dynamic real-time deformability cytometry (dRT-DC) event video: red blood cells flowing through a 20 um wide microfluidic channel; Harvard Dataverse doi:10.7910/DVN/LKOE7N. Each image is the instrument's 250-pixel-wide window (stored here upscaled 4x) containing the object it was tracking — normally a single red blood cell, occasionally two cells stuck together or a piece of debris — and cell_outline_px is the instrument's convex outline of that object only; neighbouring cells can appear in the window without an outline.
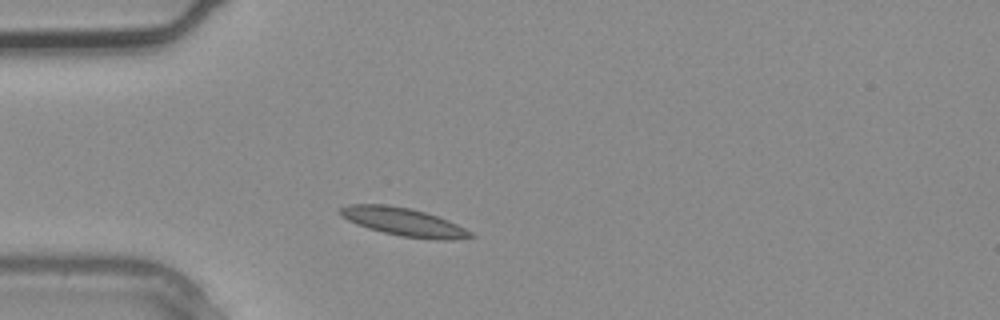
{"species": "common noctule bat (a hibernating species)", "species_latin": "Nyctalus noctula", "temperature_condition": "warm", "stored_images_in_passage": 1, "camera_frame_rate_fps": 3000, "um_per_image_px": 0.085, "animal": {"sex": "male", "body_mass_g": 20.4}, "frame": {"image": 1, "passage_image": 1, "time_ms": 0.0, "image_size_px": [1000, 320], "cell_outline_px": [[476, 236], [452, 240], [436, 240], [400, 236], [368, 228], [356, 224], [348, 220], [336, 212], [336, 208], [348, 204], [388, 204], [412, 208], [448, 220], [472, 232]], "centroid_in_image_um": [34.26, 18.85], "position_along_channel_um": 50.7, "area_um2": 21.56}}